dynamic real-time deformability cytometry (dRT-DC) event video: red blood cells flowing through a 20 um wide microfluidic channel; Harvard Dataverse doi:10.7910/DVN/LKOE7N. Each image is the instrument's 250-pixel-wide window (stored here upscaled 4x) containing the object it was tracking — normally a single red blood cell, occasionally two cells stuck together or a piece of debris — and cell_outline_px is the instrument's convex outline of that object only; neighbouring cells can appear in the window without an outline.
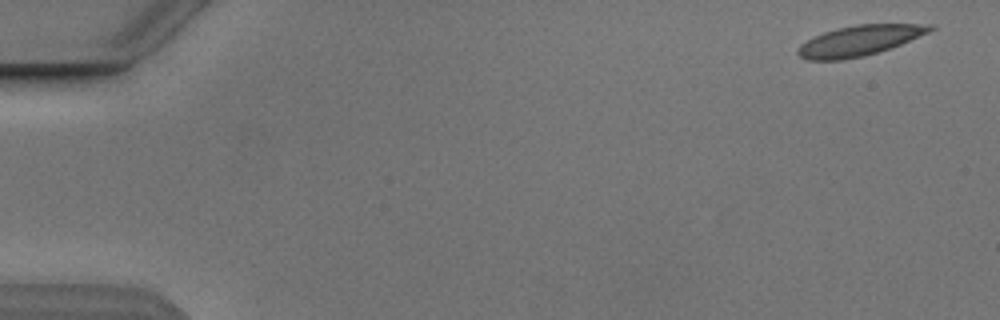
{"species": "Egyptian fruit bat (a non-hibernating species)", "species_latin": "Rousettus aegyptiacus", "temperature_condition": "cold", "stored_images_in_passage": 6, "camera_frame_rate_fps": 3000, "um_per_image_px": 0.085, "animal": {"sex": "male"}, "frame": {"image": 1, "passage_image": 1, "time_ms": 0.0, "image_size_px": [1000, 320], "cell_outline_px": [[936, 28], [928, 32], [900, 44], [864, 56], [840, 60], [808, 60], [800, 56], [796, 52], [800, 44], [824, 32], [836, 28], [856, 24], [932, 24]], "centroid_in_image_um": [73.03, 3.44], "position_along_channel_um": 12.0, "area_um2": 23.0}}